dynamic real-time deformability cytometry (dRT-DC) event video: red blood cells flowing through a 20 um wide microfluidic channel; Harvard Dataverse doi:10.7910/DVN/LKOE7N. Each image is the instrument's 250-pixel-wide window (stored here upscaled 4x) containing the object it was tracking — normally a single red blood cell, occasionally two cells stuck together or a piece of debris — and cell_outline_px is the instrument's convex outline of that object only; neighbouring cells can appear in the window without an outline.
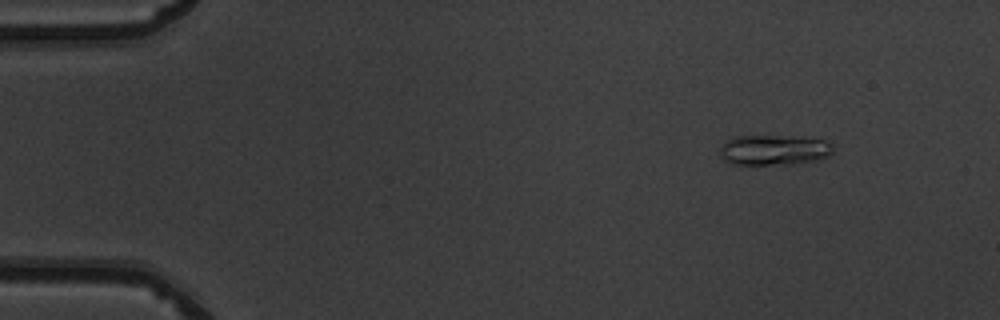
{"species": "common noctule bat (a hibernating species)", "species_latin": "Nyctalus noctula", "temperature_condition": "warm", "stored_images_in_passage": 3, "camera_frame_rate_fps": 3000, "um_per_image_px": 0.085, "animal": {"sex": "male", "body_mass_g": 19.5, "forearm_length_mm": 54.6}, "frame": {"image": 1, "passage_image": 1, "time_ms": 0.0, "image_size_px": [1000, 320], "cell_outline_px": [[832, 152], [828, 156], [816, 160], [796, 164], [732, 164], [724, 160], [720, 156], [720, 148], [728, 140], [736, 136], [776, 136], [824, 140], [832, 144]], "centroid_in_image_um": [65.76, 12.76], "position_along_channel_um": 19.2, "area_um2": 19.65}}